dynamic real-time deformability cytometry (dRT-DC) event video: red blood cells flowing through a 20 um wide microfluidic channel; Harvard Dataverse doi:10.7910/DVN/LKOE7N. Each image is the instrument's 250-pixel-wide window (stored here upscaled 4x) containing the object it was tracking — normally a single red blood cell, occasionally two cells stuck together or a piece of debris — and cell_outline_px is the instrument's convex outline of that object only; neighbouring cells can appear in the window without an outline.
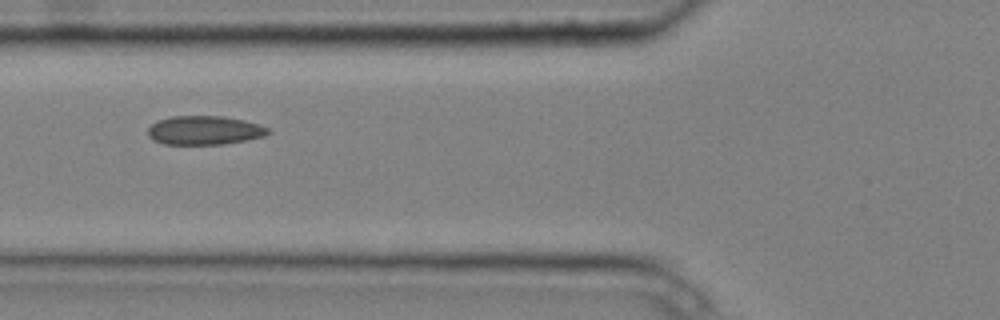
{"species": "common noctule bat (a hibernating species)", "species_latin": "Nyctalus noctula", "temperature_condition": "cold", "stored_images_in_passage": 5, "camera_frame_rate_fps": 3000, "um_per_image_px": 0.085, "animal": {"sex": "male", "body_mass_g": 20.4}, "frame": {"image": 1, "passage_image": 3, "time_ms": 0.667, "image_size_px": [1000, 320], "cell_outline_px": [[272, 132], [264, 136], [224, 144], [164, 144], [152, 140], [148, 136], [148, 128], [156, 120], [172, 116], [220, 116], [244, 120], [260, 124], [268, 128]], "centroid_in_image_um": [17.36, 11.07], "position_along_channel_um": 108.4, "area_um2": 20.29}}
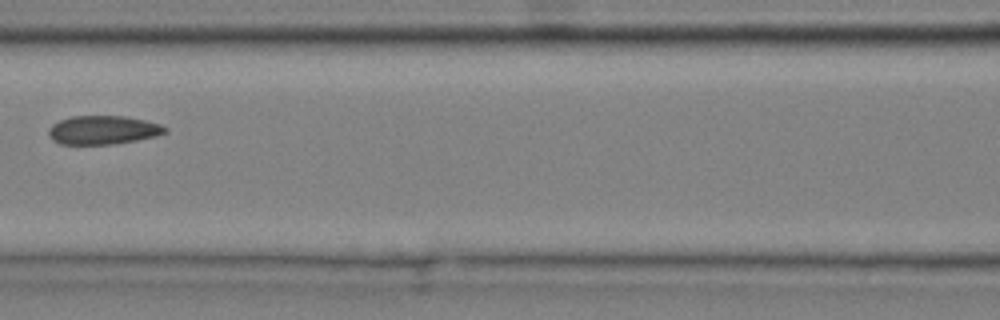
{"frame": {"image": 2, "passage_image": 4, "time_ms": 1.0, "image_size_px": [1000, 320], "cell_outline_px": [[168, 132], [156, 136], [116, 144], [60, 144], [52, 140], [48, 136], [48, 128], [52, 124], [60, 120], [72, 116], [124, 116], [144, 120], [160, 124], [168, 128]], "centroid_in_image_um": [8.74, 11.05], "position_along_channel_um": 157.9, "area_um2": 19.59}}
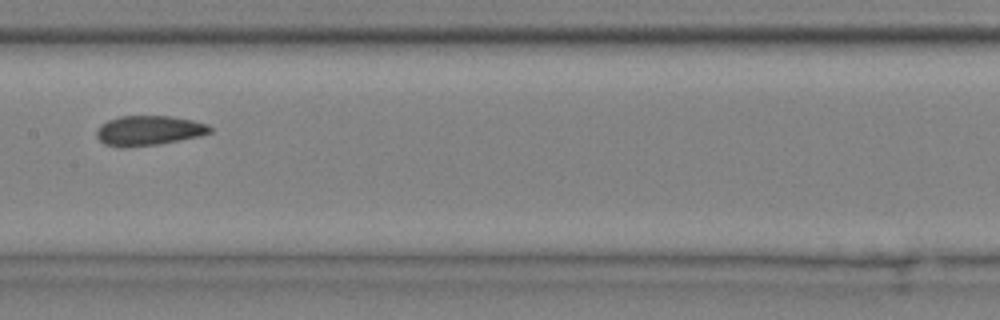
{"frame": {"image": 3, "passage_image": 5, "time_ms": 1.333, "image_size_px": [1000, 320], "cell_outline_px": [[212, 132], [200, 136], [160, 144], [124, 148], [120, 148], [104, 144], [96, 136], [96, 132], [100, 124], [108, 120], [120, 116], [172, 116], [192, 120], [208, 124], [212, 128]], "centroid_in_image_um": [12.64, 11.1], "position_along_channel_um": 194.8, "area_um2": 19.94}}